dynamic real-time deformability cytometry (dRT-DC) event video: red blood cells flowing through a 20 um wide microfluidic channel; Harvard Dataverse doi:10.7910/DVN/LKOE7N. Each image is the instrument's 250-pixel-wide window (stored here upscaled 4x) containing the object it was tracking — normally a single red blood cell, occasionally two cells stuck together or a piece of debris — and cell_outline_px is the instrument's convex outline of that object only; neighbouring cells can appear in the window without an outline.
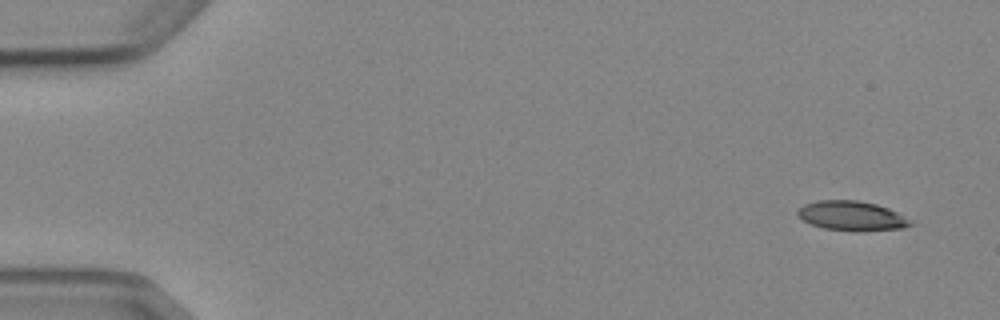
{"species": "Egyptian fruit bat (a non-hibernating species)", "species_latin": "Rousettus aegyptiacus", "temperature_condition": "cold", "stored_images_in_passage": 4, "camera_frame_rate_fps": 3000, "um_per_image_px": 0.085, "animal": {"sex": "female"}, "frame": {"image": 1, "passage_image": 1, "time_ms": 0.0, "image_size_px": [1000, 320], "cell_outline_px": [[916, 224], [904, 228], [860, 232], [856, 232], [824, 228], [812, 224], [804, 220], [796, 212], [804, 204], [816, 200], [856, 200], [876, 204], [888, 208], [912, 220]], "centroid_in_image_um": [72.45, 18.36], "position_along_channel_um": 12.5, "area_um2": 19.59}}
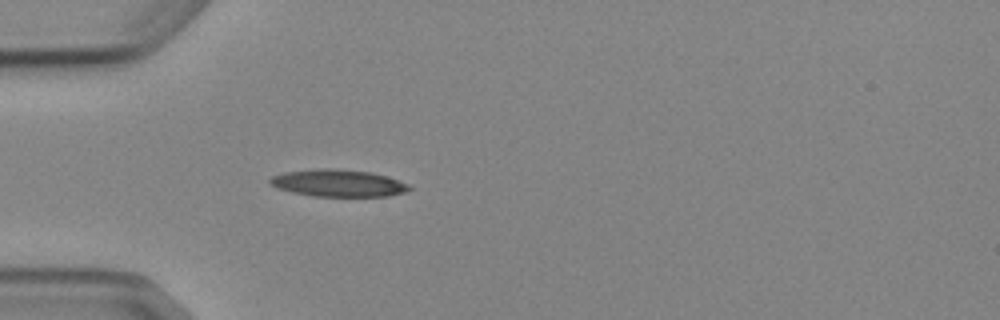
{"frame": {"image": 2, "passage_image": 4, "time_ms": 4.333, "image_size_px": [1000, 320], "cell_outline_px": [[412, 188], [408, 192], [388, 196], [316, 196], [292, 192], [276, 188], [268, 184], [268, 180], [272, 176], [284, 172], [324, 168], [328, 168], [372, 172], [408, 184]], "centroid_in_image_um": [28.72, 15.57], "position_along_channel_um": 56.3, "area_um2": 21.91}}